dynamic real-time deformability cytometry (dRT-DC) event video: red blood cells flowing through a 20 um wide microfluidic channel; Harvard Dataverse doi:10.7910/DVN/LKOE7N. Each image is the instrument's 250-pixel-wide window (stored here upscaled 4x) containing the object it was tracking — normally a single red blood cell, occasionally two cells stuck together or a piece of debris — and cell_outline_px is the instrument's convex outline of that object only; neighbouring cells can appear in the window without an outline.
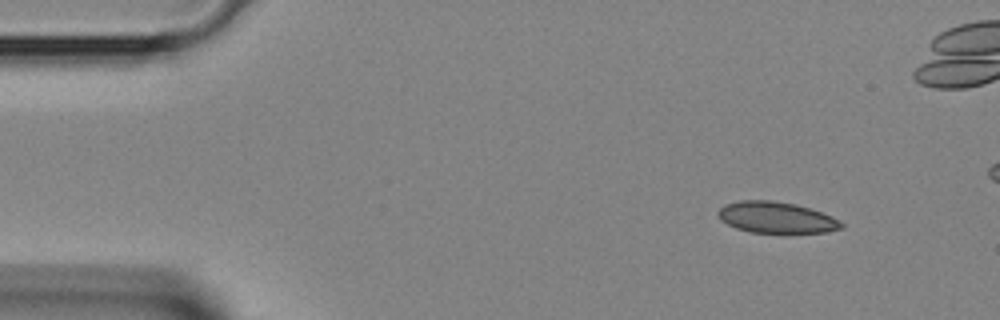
{"species": "Egyptian fruit bat (a non-hibernating species)", "species_latin": "Rousettus aegyptiacus", "temperature_condition": "room temperature", "stored_images_in_passage": 4, "camera_frame_rate_fps": 3000, "um_per_image_px": 0.085, "animal": {"sex": "female"}, "frame": {"image": 1, "passage_image": 1, "time_ms": 0.0, "image_size_px": [1000, 320], "cell_outline_px": [[844, 228], [828, 232], [752, 232], [736, 228], [720, 220], [716, 212], [724, 204], [740, 200], [772, 200], [796, 204], [832, 216], [844, 224]], "centroid_in_image_um": [65.96, 18.47], "position_along_channel_um": 19.0, "area_um2": 22.37}}